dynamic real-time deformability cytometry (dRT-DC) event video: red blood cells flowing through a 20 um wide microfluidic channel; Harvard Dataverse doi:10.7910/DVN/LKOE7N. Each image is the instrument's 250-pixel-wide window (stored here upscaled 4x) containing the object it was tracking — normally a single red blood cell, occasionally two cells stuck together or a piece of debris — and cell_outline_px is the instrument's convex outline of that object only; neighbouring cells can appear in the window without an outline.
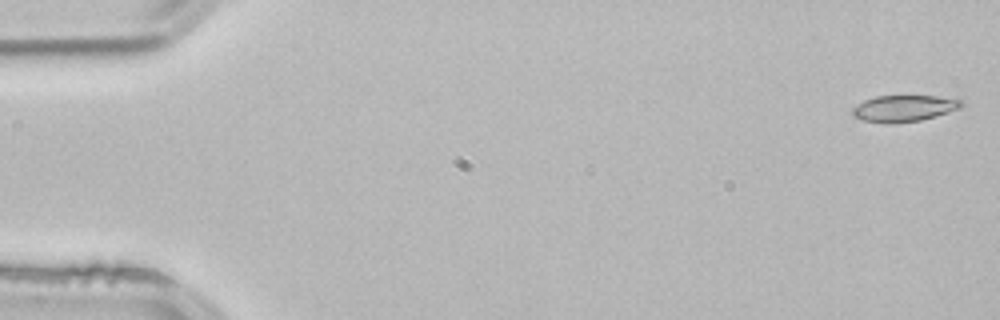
{"species": "common noctule bat (a hibernating species)", "species_latin": "Nyctalus noctula", "temperature_condition": "room temperature", "stored_images_in_passage": 3, "camera_frame_rate_fps": 3000, "um_per_image_px": 0.085, "animal": {"sex": "male", "body_mass_g": 21.5, "forearm_length_mm": 52.0}, "frame": {"image": 1, "passage_image": 1, "time_ms": 0.0, "image_size_px": [1000, 320], "cell_outline_px": [[964, 104], [960, 108], [936, 116], [920, 120], [892, 124], [888, 124], [864, 120], [852, 116], [852, 108], [856, 104], [864, 100], [876, 96], [936, 96], [960, 100]], "centroid_in_image_um": [76.79, 9.21], "position_along_channel_um": 8.2, "area_um2": 16.76}}
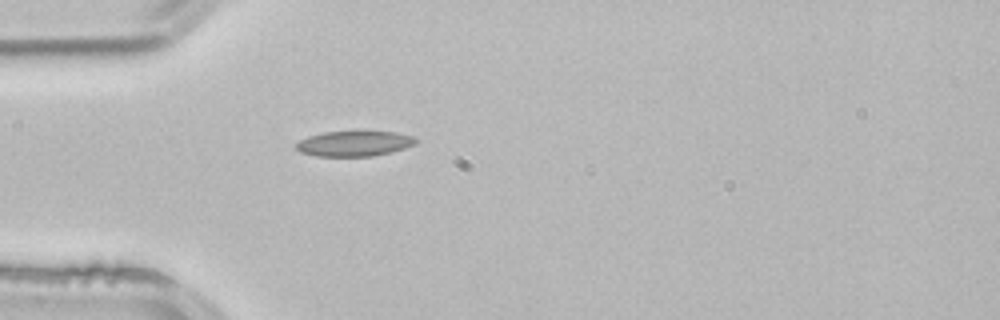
{"frame": {"image": 2, "passage_image": 3, "time_ms": 0.667, "image_size_px": [1000, 320], "cell_outline_px": [[416, 144], [392, 152], [372, 156], [316, 156], [300, 152], [296, 148], [296, 144], [300, 140], [308, 136], [324, 132], [396, 132], [412, 136], [416, 140]], "centroid_in_image_um": [30.1, 12.21], "position_along_channel_um": 54.9, "area_um2": 17.46}}